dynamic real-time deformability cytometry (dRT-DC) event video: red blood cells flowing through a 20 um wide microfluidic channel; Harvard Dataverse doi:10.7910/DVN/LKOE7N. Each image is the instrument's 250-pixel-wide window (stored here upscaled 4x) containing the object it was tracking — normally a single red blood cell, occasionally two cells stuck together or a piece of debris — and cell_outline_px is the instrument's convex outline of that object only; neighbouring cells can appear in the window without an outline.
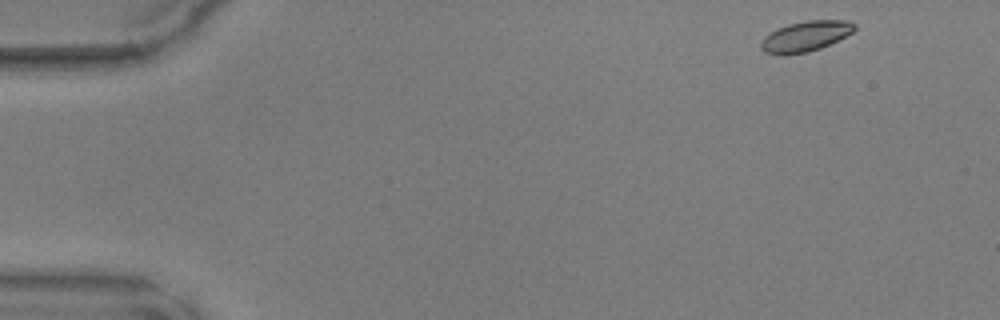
{"species": "common noctule bat (a hibernating species)", "species_latin": "Nyctalus noctula", "temperature_condition": "warm", "stored_images_in_passage": 47, "camera_frame_rate_fps": 3000, "um_per_image_px": 0.085, "animal": {"sex": "male", "body_mass_g": 17.9, "forearm_length_mm": 54.2}, "frame": {"image": 1, "passage_image": 1, "time_ms": 0.0, "image_size_px": [1000, 320], "cell_outline_px": [[856, 28], [852, 32], [820, 48], [808, 52], [784, 56], [764, 52], [760, 48], [760, 44], [764, 36], [776, 28], [788, 24], [808, 20], [848, 20], [856, 24]], "centroid_in_image_um": [68.42, 3.09], "position_along_channel_um": 16.6, "area_um2": 16.65}}
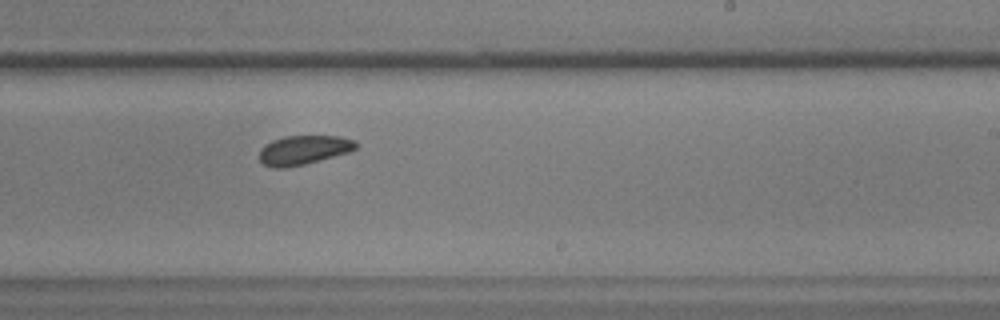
{"frame": {"image": 2, "passage_image": 27, "time_ms": 8.667, "image_size_px": [1000, 320], "cell_outline_px": [[356, 148], [352, 152], [288, 168], [272, 168], [264, 164], [260, 160], [260, 148], [264, 144], [272, 140], [284, 136], [340, 136], [356, 140]], "centroid_in_image_um": [25.81, 12.75], "position_along_channel_um": 263.2, "area_um2": 16.65}}
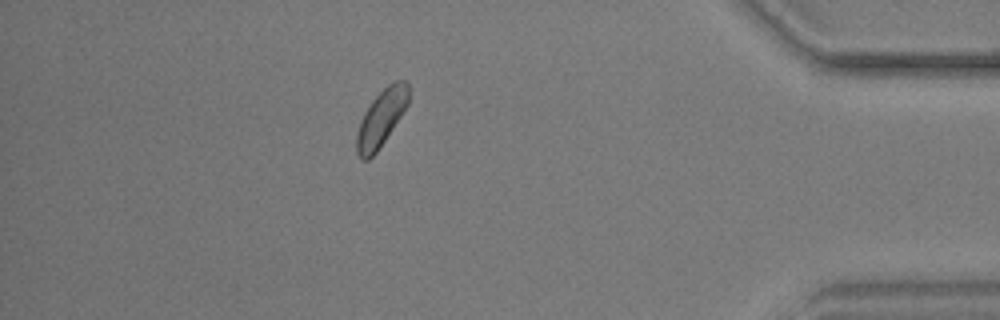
{"frame": {"image": 3, "passage_image": 40, "time_ms": 13.0, "image_size_px": [1000, 320], "cell_outline_px": [[408, 104], [376, 152], [368, 160], [360, 160], [356, 152], [356, 136], [360, 120], [364, 112], [372, 100], [388, 84], [396, 80], [404, 80], [408, 84]], "centroid_in_image_um": [32.37, 10.04], "position_along_channel_um": 402.8, "area_um2": 16.82}}